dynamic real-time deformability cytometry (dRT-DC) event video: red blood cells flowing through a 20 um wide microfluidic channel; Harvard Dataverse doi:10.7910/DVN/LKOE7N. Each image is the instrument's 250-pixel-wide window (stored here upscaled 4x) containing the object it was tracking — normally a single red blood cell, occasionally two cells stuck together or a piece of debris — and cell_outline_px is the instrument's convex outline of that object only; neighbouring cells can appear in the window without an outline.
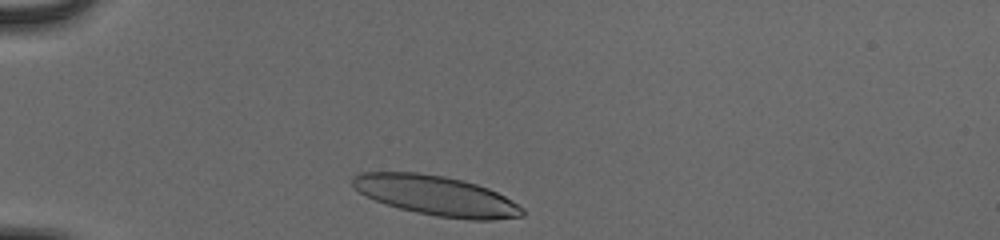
{"species": "human", "species_latin": "Homo sapiens", "temperature_condition": "cold", "stored_images_in_passage": 33, "camera_frame_rate_fps": 3000, "um_per_image_px": 0.085, "donor": {"sex": "male"}, "frame": {"image": 1, "passage_image": 2, "time_ms": 0.333, "image_size_px": [1000, 240], "cell_outline_px": [[524, 216], [492, 220], [468, 220], [436, 216], [416, 212], [400, 208], [376, 200], [360, 192], [352, 184], [352, 176], [360, 172], [416, 172], [444, 176], [464, 180], [488, 188], [512, 200], [524, 208]], "centroid_in_image_um": [37.12, 16.63], "position_along_channel_um": 47.9, "area_um2": 39.25}}
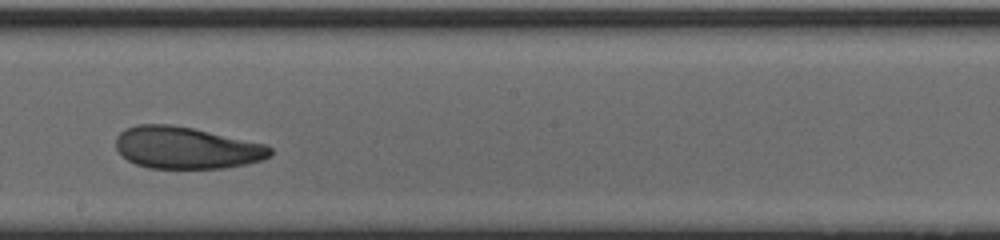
{"frame": {"image": 2, "passage_image": 19, "time_ms": 6.0, "image_size_px": [1000, 240], "cell_outline_px": [[272, 156], [264, 160], [224, 168], [148, 168], [136, 164], [128, 160], [116, 148], [116, 136], [124, 128], [136, 124], [172, 124], [192, 128], [268, 144], [272, 148]], "centroid_in_image_um": [15.86, 12.55], "position_along_channel_um": 232.3, "area_um2": 37.97}}
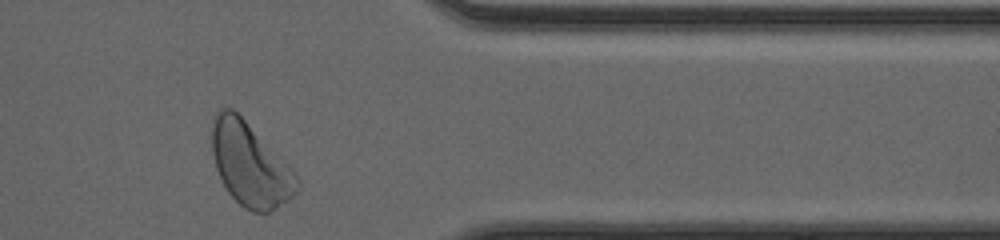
{"frame": {"image": 3, "passage_image": 32, "time_ms": 10.333, "image_size_px": [1000, 240], "cell_outline_px": [[300, 184], [296, 192], [292, 196], [268, 212], [252, 212], [244, 208], [228, 192], [216, 168], [212, 152], [212, 128], [216, 112], [220, 108], [232, 108], [292, 168], [300, 180]], "centroid_in_image_um": [21.25, 13.99], "position_along_channel_um": 390.1, "area_um2": 40.52}, "authors_computed_cell_mechanics": {"area_um2": 38.5526, "velocity_mm_per_s": 3.8729, "shape_relaxation_time_tau1_ms": 3.83, "shape_relaxation_time_tau2_ms": 3.1145, "deformation_change_tau1": 0.1494, "deformation_change_tau2": 0.103}}